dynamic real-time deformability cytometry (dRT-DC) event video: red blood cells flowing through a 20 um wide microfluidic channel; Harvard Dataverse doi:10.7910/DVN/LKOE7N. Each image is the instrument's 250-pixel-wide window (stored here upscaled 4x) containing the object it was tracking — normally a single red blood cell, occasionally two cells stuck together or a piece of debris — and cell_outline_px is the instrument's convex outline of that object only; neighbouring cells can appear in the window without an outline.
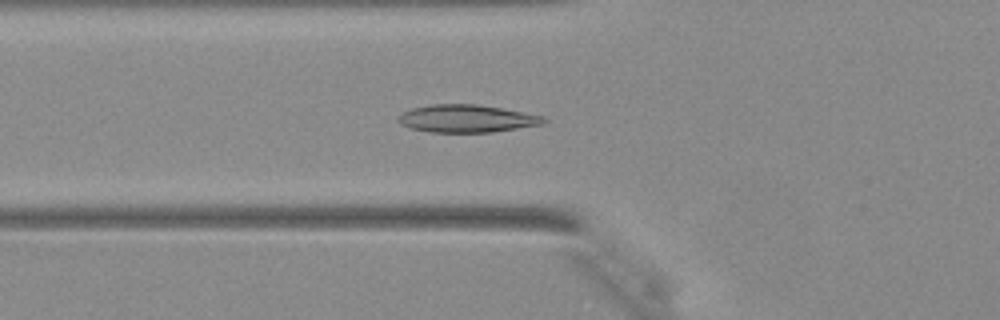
{"species": "Egyptian fruit bat (a non-hibernating species)", "species_latin": "Rousettus aegyptiacus", "temperature_condition": "warm", "stored_images_in_passage": 44, "camera_frame_rate_fps": 3000, "um_per_image_px": 0.085, "animal": {"sex": "female"}, "frame": {"image": 1, "passage_image": 17, "time_ms": 5.333, "image_size_px": [1000, 320], "cell_outline_px": [[548, 120], [544, 124], [492, 132], [432, 132], [412, 128], [400, 124], [400, 116], [404, 112], [412, 108], [432, 104], [476, 104], [500, 108], [544, 116]], "centroid_in_image_um": [39.72, 10.08], "position_along_channel_um": 86.1, "area_um2": 23.12}}
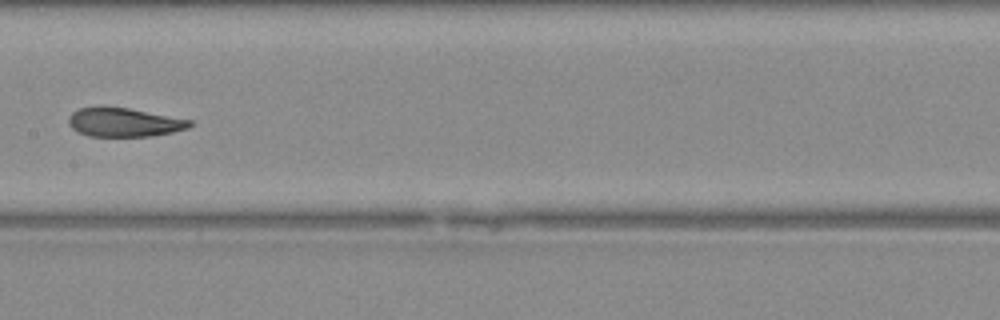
{"frame": {"image": 2, "passage_image": 24, "time_ms": 7.667, "image_size_px": [1000, 320], "cell_outline_px": [[192, 124], [188, 128], [172, 132], [148, 136], [88, 136], [72, 128], [68, 124], [68, 116], [72, 112], [80, 108], [128, 108], [192, 120]], "centroid_in_image_um": [10.54, 10.41], "position_along_channel_um": 196.9, "area_um2": 19.94}}
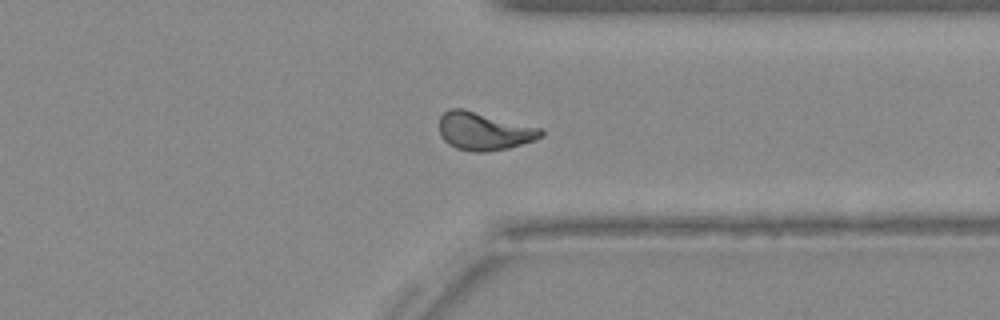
{"frame": {"image": 3, "passage_image": 35, "time_ms": 11.333, "image_size_px": [1000, 320], "cell_outline_px": [[544, 136], [508, 148], [484, 152], [472, 152], [456, 148], [448, 144], [440, 136], [440, 116], [448, 108], [464, 108], [540, 128], [544, 132]], "centroid_in_image_um": [41.1, 11.14], "position_along_channel_um": 370.3, "area_um2": 22.48}}